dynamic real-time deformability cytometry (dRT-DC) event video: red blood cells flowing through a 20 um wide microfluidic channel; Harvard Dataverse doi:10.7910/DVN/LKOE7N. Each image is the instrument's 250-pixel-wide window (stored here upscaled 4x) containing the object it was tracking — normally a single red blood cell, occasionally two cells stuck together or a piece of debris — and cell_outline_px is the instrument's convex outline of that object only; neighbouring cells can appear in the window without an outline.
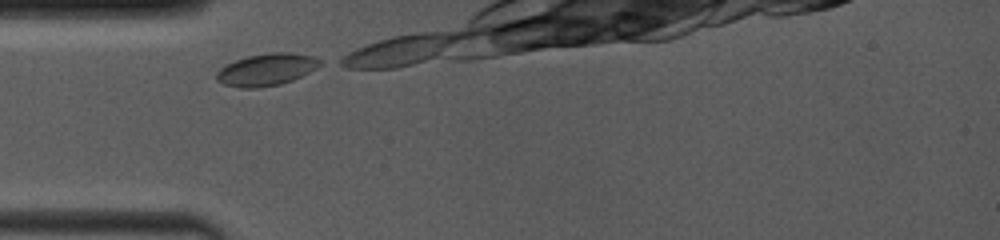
{"species": "common noctule bat (a hibernating species)", "species_latin": "Nyctalus noctula", "temperature_condition": "room temperature", "stored_images_in_passage": 6, "camera_frame_rate_fps": 4000, "um_per_image_px": 0.085, "animal": {"sex": "female", "body_mass_g": 19.0, "forearm_length_mm": 53.3}, "frame": {"image": 1, "passage_image": 1, "time_ms": 0.0, "image_size_px": [1000, 240], "cell_outline_px": [[324, 64], [292, 80], [280, 84], [256, 88], [240, 88], [224, 84], [216, 80], [216, 72], [224, 64], [248, 56], [272, 52], [292, 52], [312, 56], [320, 60]], "centroid_in_image_um": [22.63, 5.91], "position_along_channel_um": 62.4, "area_um2": 19.36}}